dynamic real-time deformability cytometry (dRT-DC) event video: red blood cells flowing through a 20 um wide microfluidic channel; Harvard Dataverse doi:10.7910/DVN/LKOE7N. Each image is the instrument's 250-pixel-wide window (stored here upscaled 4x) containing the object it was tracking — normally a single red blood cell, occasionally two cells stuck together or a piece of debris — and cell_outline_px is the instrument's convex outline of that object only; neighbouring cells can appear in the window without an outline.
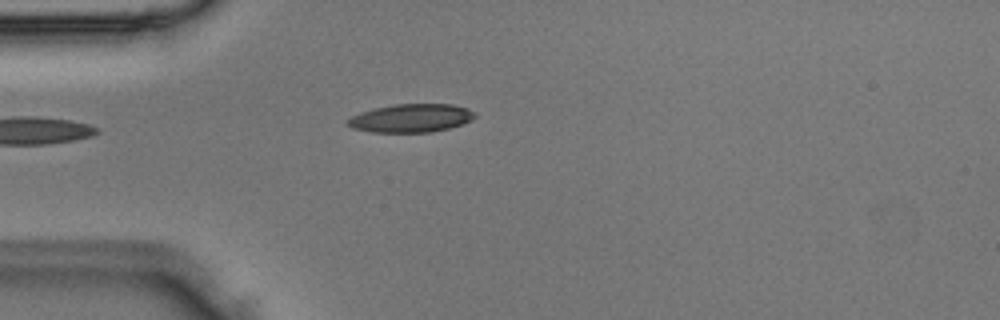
{"species": "Egyptian fruit bat (a non-hibernating species)", "species_latin": "Rousettus aegyptiacus", "temperature_condition": "room temperature", "stored_images_in_passage": 3, "camera_frame_rate_fps": 3000, "um_per_image_px": 0.085, "animal": {"sex": "male"}, "frame": {"image": 1, "passage_image": 3, "time_ms": 0.667, "image_size_px": [1000, 320], "cell_outline_px": [[476, 116], [460, 124], [448, 128], [432, 132], [372, 132], [352, 128], [348, 124], [348, 120], [352, 116], [360, 112], [376, 108], [396, 104], [452, 104], [468, 108], [476, 112]], "centroid_in_image_um": [34.95, 10.03], "position_along_channel_um": 50.1, "area_um2": 20.75}}